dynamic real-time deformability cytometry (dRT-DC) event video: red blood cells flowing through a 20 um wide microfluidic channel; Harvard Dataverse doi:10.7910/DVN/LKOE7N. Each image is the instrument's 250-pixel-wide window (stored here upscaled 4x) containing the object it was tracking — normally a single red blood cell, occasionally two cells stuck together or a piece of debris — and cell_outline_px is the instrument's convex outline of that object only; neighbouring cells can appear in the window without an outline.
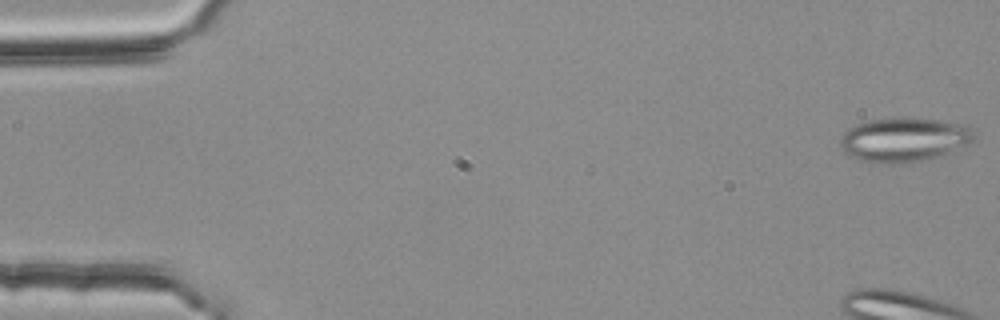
{"species": "common noctule bat (a hibernating species)", "species_latin": "Nyctalus noctula", "temperature_condition": "room temperature", "stored_images_in_passage": 13, "camera_frame_rate_fps": 3000, "um_per_image_px": 0.085, "animal": {"sex": "female", "body_mass_g": 25.1}, "frame": {"image": 1, "passage_image": 1, "time_ms": 0.0, "image_size_px": [1000, 320], "cell_outline_px": [[976, 132], [972, 140], [944, 156], [924, 160], [900, 164], [872, 164], [848, 156], [840, 148], [840, 136], [848, 128], [872, 120], [936, 120], [956, 124], [968, 128]], "centroid_in_image_um": [76.76, 11.95], "position_along_channel_um": 8.2, "area_um2": 33.81}}